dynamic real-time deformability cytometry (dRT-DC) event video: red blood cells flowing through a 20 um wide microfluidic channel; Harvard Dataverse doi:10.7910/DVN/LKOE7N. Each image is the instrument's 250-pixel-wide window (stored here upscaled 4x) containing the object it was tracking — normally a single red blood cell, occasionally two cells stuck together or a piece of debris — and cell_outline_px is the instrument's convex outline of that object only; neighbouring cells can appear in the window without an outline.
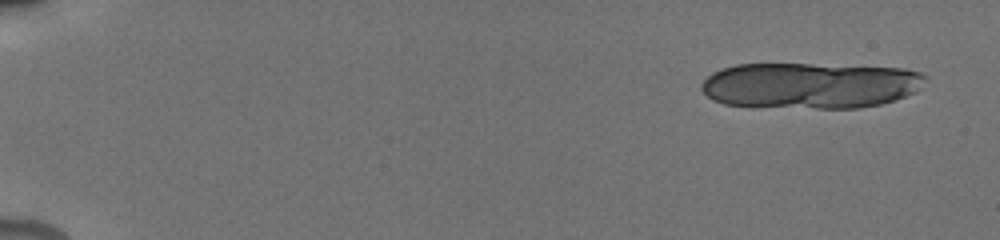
{"species": "human", "species_latin": "Homo sapiens", "temperature_condition": "cold", "stored_images_in_passage": 30, "camera_frame_rate_fps": 3000, "um_per_image_px": 0.085, "donor": {"sex": "male"}, "frame": {"image": 1, "passage_image": 3, "time_ms": 0.667, "image_size_px": [1000, 240], "cell_outline_px": [[928, 80], [916, 92], [896, 100], [880, 104], [860, 108], [816, 108], [724, 104], [712, 100], [700, 88], [700, 84], [712, 72], [736, 64], [808, 64], [904, 68], [920, 72], [928, 76]], "centroid_in_image_um": [68.92, 7.25], "position_along_channel_um": 16.1, "area_um2": 60.23}}